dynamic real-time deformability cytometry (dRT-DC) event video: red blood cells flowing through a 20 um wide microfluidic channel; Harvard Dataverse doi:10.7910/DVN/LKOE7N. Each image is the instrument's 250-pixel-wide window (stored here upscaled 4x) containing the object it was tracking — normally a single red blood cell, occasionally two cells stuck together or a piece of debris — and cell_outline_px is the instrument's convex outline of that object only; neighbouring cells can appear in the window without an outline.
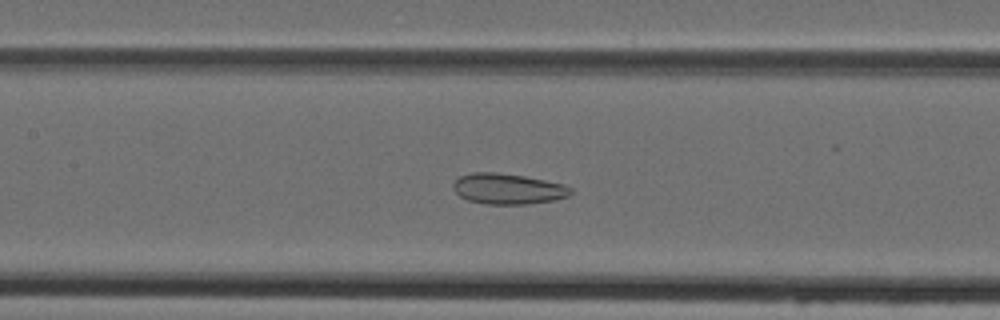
{"species": "Egyptian fruit bat (a non-hibernating species)", "species_latin": "Rousettus aegyptiacus", "temperature_condition": "cold", "stored_images_in_passage": 45, "camera_frame_rate_fps": 3000, "um_per_image_px": 0.085, "animal": {"sex": "female"}, "frame": {"image": 1, "passage_image": 18, "time_ms": 5.667, "image_size_px": [1000, 320], "cell_outline_px": [[572, 192], [568, 196], [556, 200], [528, 204], [484, 204], [468, 200], [460, 196], [452, 188], [452, 184], [460, 176], [472, 172], [496, 172], [524, 176], [564, 184], [572, 188]], "centroid_in_image_um": [43.17, 16.05], "position_along_channel_um": 164.2, "area_um2": 21.1}}
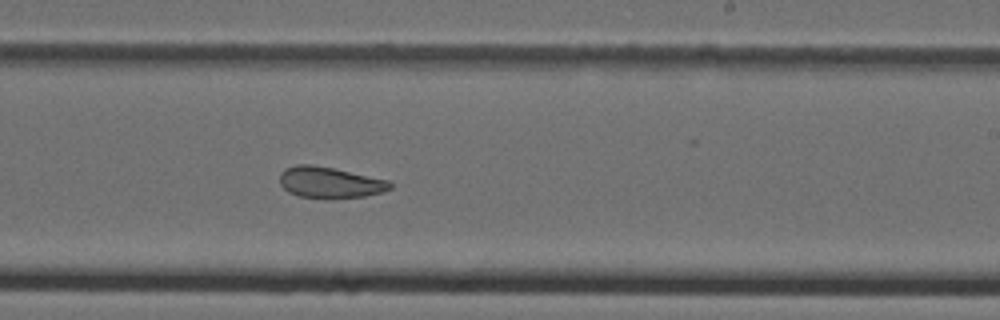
{"frame": {"image": 2, "passage_image": 25, "time_ms": 8.0, "image_size_px": [1000, 320], "cell_outline_px": [[392, 188], [380, 192], [364, 196], [324, 200], [300, 196], [288, 192], [280, 184], [280, 172], [284, 168], [296, 164], [312, 164], [332, 168], [388, 180], [392, 184]], "centroid_in_image_um": [27.99, 15.52], "position_along_channel_um": 261.0, "area_um2": 20.23}}
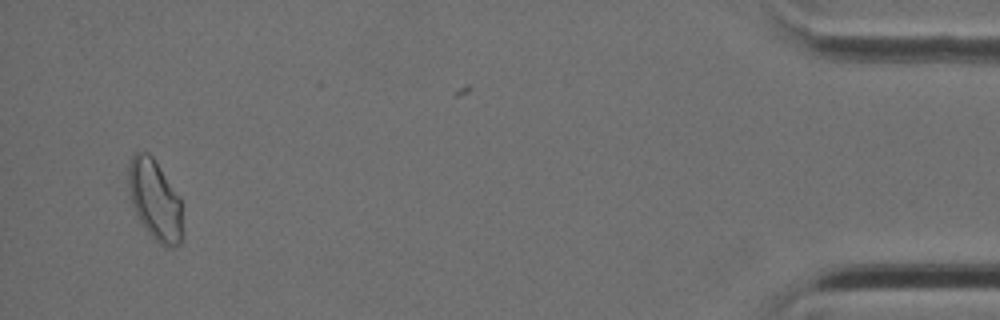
{"frame": {"image": 3, "passage_image": 42, "time_ms": 13.667, "image_size_px": [1000, 320], "cell_outline_px": [[180, 244], [172, 248], [164, 248], [148, 232], [140, 220], [132, 204], [128, 188], [128, 164], [132, 156], [136, 152], [148, 152], [152, 156], [180, 196]], "centroid_in_image_um": [13.14, 16.97], "position_along_channel_um": 422.1, "area_um2": 24.97}}